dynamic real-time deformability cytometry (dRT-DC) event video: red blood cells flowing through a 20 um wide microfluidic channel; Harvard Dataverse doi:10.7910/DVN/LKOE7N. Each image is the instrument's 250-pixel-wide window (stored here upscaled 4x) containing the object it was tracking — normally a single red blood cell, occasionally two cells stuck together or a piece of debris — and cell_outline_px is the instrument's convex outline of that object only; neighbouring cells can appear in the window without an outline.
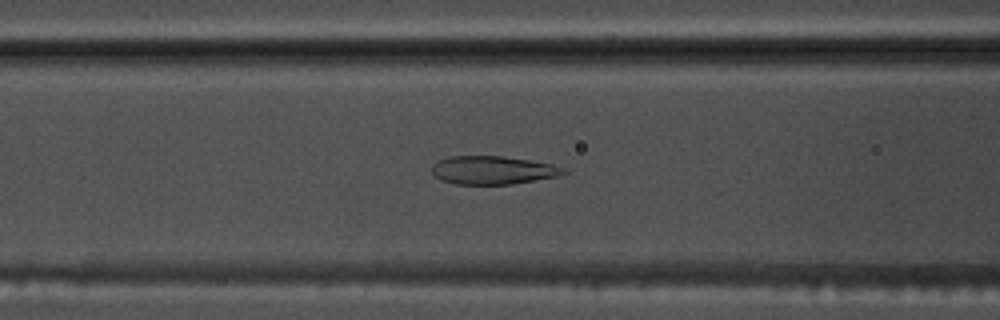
{"species": "common noctule bat (a hibernating species)", "species_latin": "Nyctalus noctula", "temperature_condition": "warm", "stored_images_in_passage": 48, "camera_frame_rate_fps": 3000, "um_per_image_px": 0.085, "animal": {"sex": "male", "body_mass_g": 17.5, "forearm_length_mm": 52.3}, "frame": {"image": 1, "passage_image": 16, "time_ms": 5.0, "image_size_px": [1000, 320], "cell_outline_px": [[568, 172], [560, 176], [512, 184], [456, 184], [444, 180], [436, 176], [432, 172], [432, 164], [448, 156], [500, 156], [528, 160], [552, 164], [564, 168]], "centroid_in_image_um": [41.92, 14.46], "position_along_channel_um": 124.7, "area_um2": 21.56}}
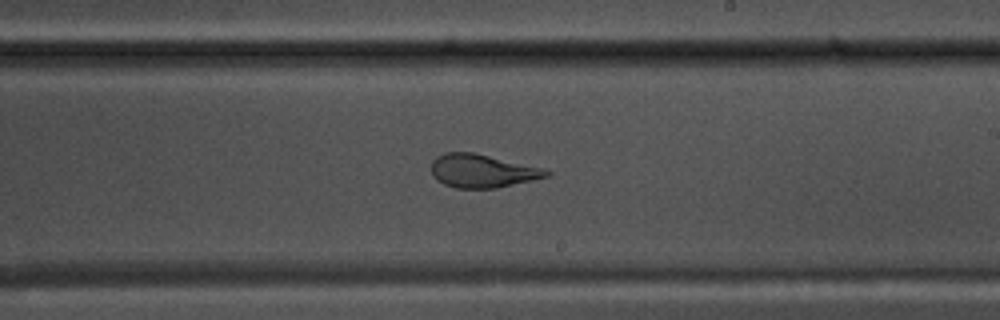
{"frame": {"image": 2, "passage_image": 26, "time_ms": 8.333, "image_size_px": [1000, 320], "cell_outline_px": [[552, 172], [548, 176], [532, 180], [496, 188], [456, 188], [444, 184], [436, 180], [432, 176], [432, 160], [436, 156], [444, 152], [472, 152], [540, 168]], "centroid_in_image_um": [40.92, 14.53], "position_along_channel_um": 248.1, "area_um2": 22.02}}
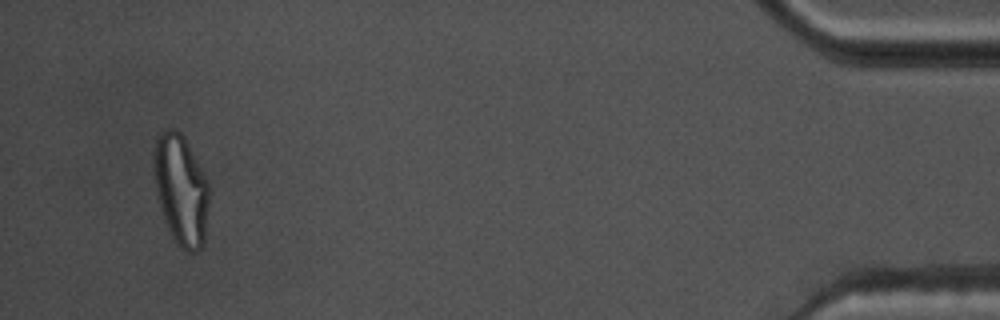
{"frame": {"image": 3, "passage_image": 46, "time_ms": 15.0, "image_size_px": [1000, 320], "cell_outline_px": [[208, 204], [204, 244], [196, 252], [184, 252], [176, 244], [172, 236], [164, 216], [160, 204], [156, 188], [152, 168], [152, 152], [156, 136], [160, 132], [168, 128], [176, 128], [184, 136], [208, 180]], "centroid_in_image_um": [15.37, 16.08], "position_along_channel_um": 419.8, "area_um2": 35.89}, "authors_computed_cell_mechanics": {"area_um2": 25.2297, "velocity_mm_per_s": 3.7122, "shape_relaxation_time_tau1_ms": 9.2186, "shape_relaxation_time_tau2_ms": 0.8666, "deformation_change_tau1": 0.2698, "deformation_change_tau2": 0.0807}}